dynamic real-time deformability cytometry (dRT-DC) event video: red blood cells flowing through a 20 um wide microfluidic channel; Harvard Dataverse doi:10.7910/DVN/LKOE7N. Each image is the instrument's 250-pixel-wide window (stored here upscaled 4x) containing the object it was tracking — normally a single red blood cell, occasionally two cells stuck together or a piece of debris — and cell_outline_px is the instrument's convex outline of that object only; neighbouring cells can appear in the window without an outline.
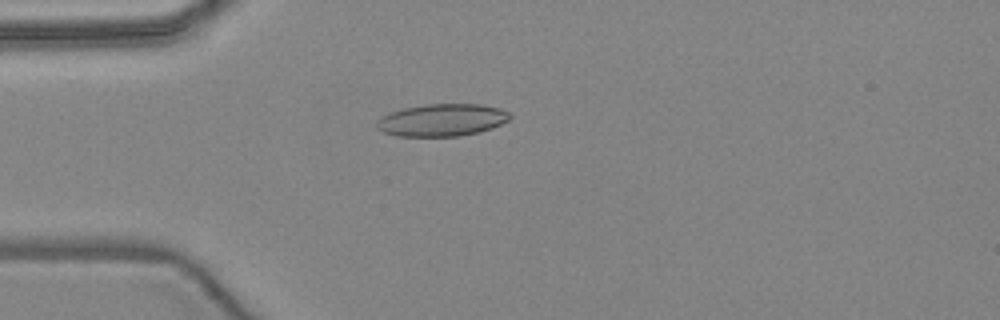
{"species": "common noctule bat (a hibernating species)", "species_latin": "Nyctalus noctula", "temperature_condition": "warm", "stored_images_in_passage": 2, "camera_frame_rate_fps": 3000, "um_per_image_px": 0.085, "animal": {"sex": "female", "body_mass_g": 24.6, "forearm_length_mm": 56.2}, "frame": {"image": 1, "passage_image": 2, "time_ms": 1.333, "image_size_px": [1000, 320], "cell_outline_px": [[512, 116], [508, 120], [492, 128], [480, 132], [460, 136], [396, 136], [384, 132], [376, 128], [376, 120], [380, 116], [404, 108], [424, 104], [480, 104], [500, 108], [508, 112]], "centroid_in_image_um": [37.55, 10.2], "position_along_channel_um": 47.4, "area_um2": 25.2}}